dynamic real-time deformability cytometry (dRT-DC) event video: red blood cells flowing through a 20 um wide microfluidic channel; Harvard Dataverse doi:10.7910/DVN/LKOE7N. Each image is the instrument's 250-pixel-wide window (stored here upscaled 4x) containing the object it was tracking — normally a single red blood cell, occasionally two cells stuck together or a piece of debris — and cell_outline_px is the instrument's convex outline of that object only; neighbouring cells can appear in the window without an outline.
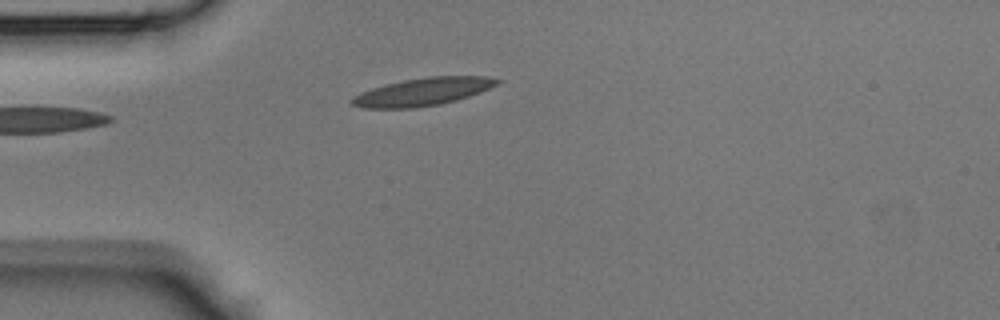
{"species": "Egyptian fruit bat (a non-hibernating species)", "species_latin": "Rousettus aegyptiacus", "temperature_condition": "room temperature", "stored_images_in_passage": 33, "camera_frame_rate_fps": 3000, "um_per_image_px": 0.085, "animal": {"sex": "male"}, "frame": {"image": 1, "passage_image": 1, "time_ms": 0.0, "image_size_px": [1000, 320], "cell_outline_px": [[500, 80], [496, 84], [488, 88], [468, 96], [456, 100], [440, 104], [412, 108], [364, 108], [352, 104], [352, 96], [360, 92], [384, 84], [404, 80], [428, 76], [484, 76]], "centroid_in_image_um": [35.87, 7.8], "position_along_channel_um": 49.1, "area_um2": 23.18}}
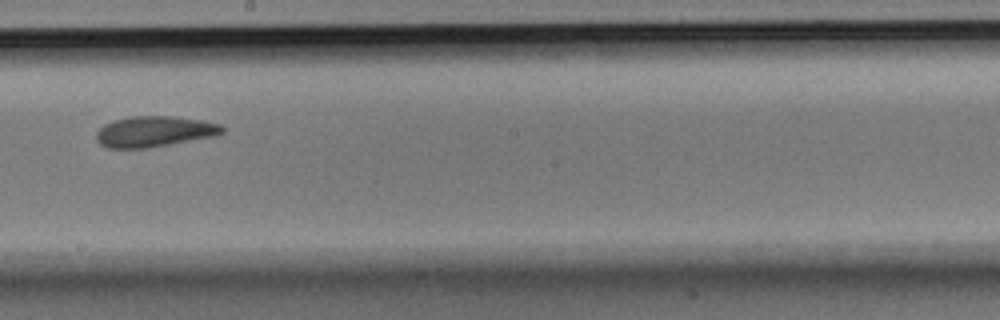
{"frame": {"image": 2, "passage_image": 14, "time_ms": 4.333, "image_size_px": [1000, 320], "cell_outline_px": [[228, 128], [224, 132], [216, 136], [148, 148], [108, 148], [100, 144], [96, 140], [96, 132], [104, 124], [112, 120], [132, 116], [172, 116], [200, 120], [220, 124]], "centroid_in_image_um": [13.13, 11.18], "position_along_channel_um": 235.1, "area_um2": 22.77}}
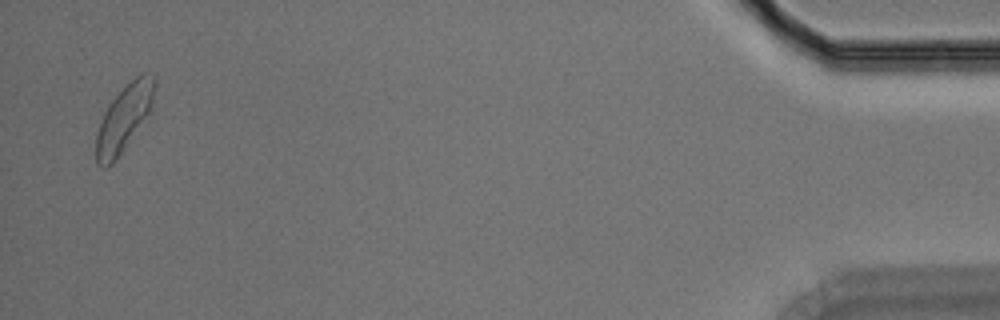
{"frame": {"image": 3, "passage_image": 32, "time_ms": 10.333, "image_size_px": [1000, 320], "cell_outline_px": [[156, 84], [152, 112], [116, 160], [108, 168], [104, 168], [96, 164], [96, 132], [104, 112], [108, 104], [140, 72], [144, 72], [156, 76]], "centroid_in_image_um": [10.58, 10.05], "position_along_channel_um": 424.6, "area_um2": 23.12}}